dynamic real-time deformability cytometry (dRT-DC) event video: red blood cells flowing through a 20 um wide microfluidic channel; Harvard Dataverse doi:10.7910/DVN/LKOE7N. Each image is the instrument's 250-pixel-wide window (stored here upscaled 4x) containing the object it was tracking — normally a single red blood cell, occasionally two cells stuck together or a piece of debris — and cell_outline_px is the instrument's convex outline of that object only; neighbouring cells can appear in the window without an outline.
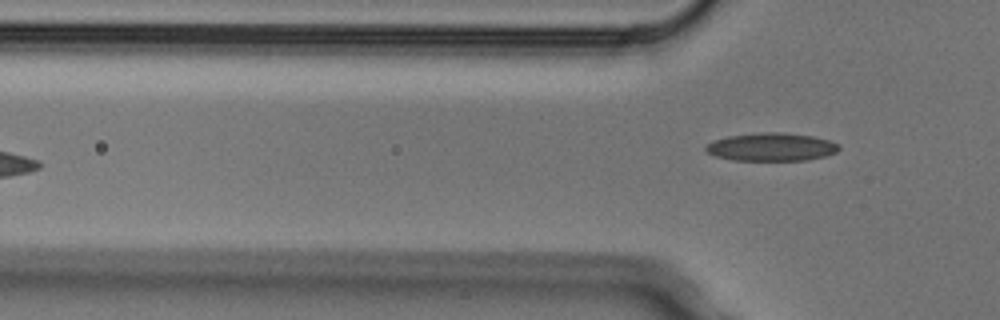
{"species": "Egyptian fruit bat (a non-hibernating species)", "species_latin": "Rousettus aegyptiacus", "temperature_condition": "cold", "stored_images_in_passage": 6, "camera_frame_rate_fps": 3000, "um_per_image_px": 0.085, "animal": {"sex": "male"}, "frame": {"image": 1, "passage_image": 6, "time_ms": 1.667, "image_size_px": [1000, 320], "cell_outline_px": [[840, 148], [836, 152], [824, 156], [808, 160], [732, 160], [716, 156], [708, 152], [704, 148], [712, 140], [728, 136], [760, 132], [780, 132], [812, 136], [828, 140], [840, 144]], "centroid_in_image_um": [65.57, 12.49], "position_along_channel_um": 60.2, "area_um2": 21.73}}